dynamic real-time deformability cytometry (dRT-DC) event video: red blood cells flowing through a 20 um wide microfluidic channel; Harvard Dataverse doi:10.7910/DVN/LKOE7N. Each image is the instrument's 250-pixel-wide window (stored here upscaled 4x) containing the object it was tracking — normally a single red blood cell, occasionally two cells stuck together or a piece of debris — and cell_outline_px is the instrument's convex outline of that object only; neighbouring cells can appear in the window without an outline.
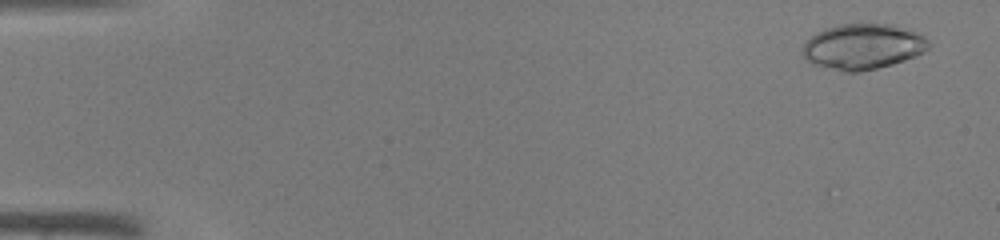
{"species": "common noctule bat (a hibernating species)", "species_latin": "Nyctalus noctula", "temperature_condition": "warm", "stored_images_in_passage": 45, "camera_frame_rate_fps": 3000, "um_per_image_px": 0.085, "animal": {"sex": "male", "body_mass_g": 19.0, "forearm_length_mm": 50.8}, "frame": {"image": 1, "passage_image": 3, "time_ms": 0.667, "image_size_px": [1000, 240], "cell_outline_px": [[928, 48], [924, 52], [916, 56], [892, 64], [860, 72], [840, 72], [812, 64], [804, 60], [804, 44], [816, 32], [824, 28], [840, 24], [888, 24], [924, 36], [928, 40]], "centroid_in_image_um": [73.29, 3.98], "position_along_channel_um": 11.7, "area_um2": 33.18}}
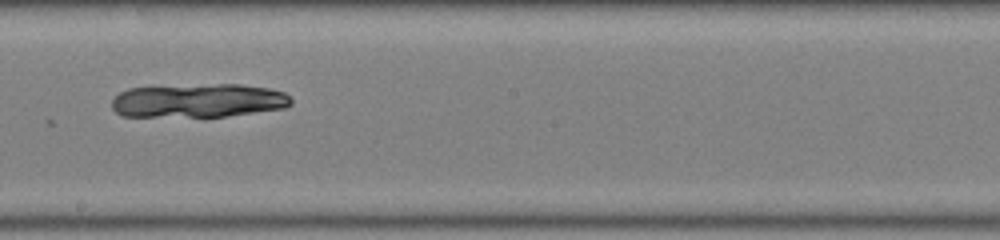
{"frame": {"image": 2, "passage_image": 27, "time_ms": 8.667, "image_size_px": [1000, 240], "cell_outline_px": [[292, 104], [284, 108], [224, 116], [120, 116], [112, 108], [112, 100], [120, 92], [128, 88], [152, 84], [240, 84], [268, 88], [284, 92], [292, 100]], "centroid_in_image_um": [16.79, 8.51], "position_along_channel_um": 231.4, "area_um2": 35.89}}
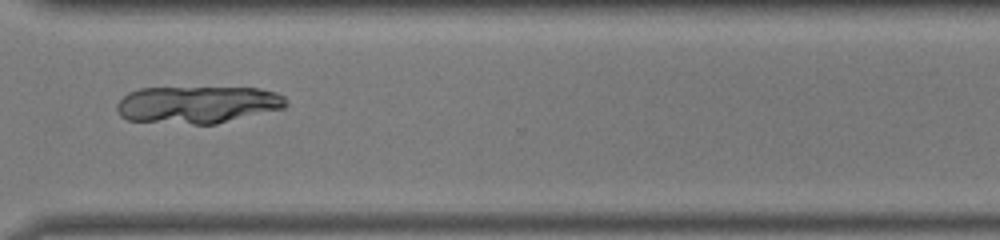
{"frame": {"image": 3, "passage_image": 35, "time_ms": 11.333, "image_size_px": [1000, 240], "cell_outline_px": [[288, 104], [284, 108], [216, 124], [192, 124], [128, 120], [120, 116], [116, 108], [116, 104], [128, 92], [140, 88], [260, 88], [276, 92], [284, 96]], "centroid_in_image_um": [16.8, 8.89], "position_along_channel_um": 353.8, "area_um2": 36.7}}